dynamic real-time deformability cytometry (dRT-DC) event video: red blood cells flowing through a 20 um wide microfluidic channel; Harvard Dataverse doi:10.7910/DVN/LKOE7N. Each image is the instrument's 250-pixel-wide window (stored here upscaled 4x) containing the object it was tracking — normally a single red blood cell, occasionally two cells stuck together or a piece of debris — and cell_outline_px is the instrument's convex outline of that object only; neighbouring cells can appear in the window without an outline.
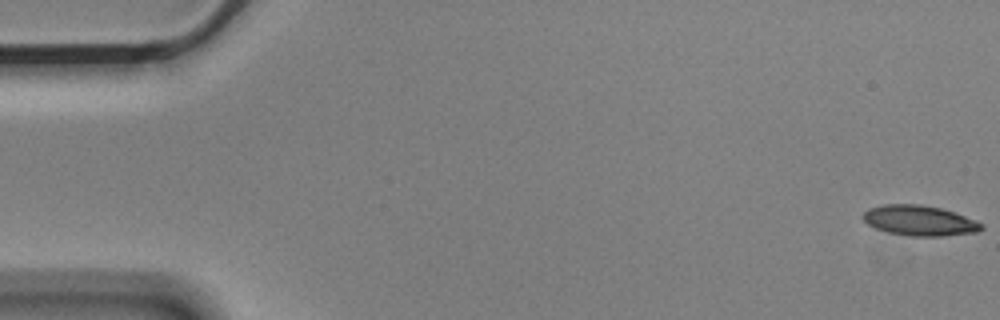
{"species": "Egyptian fruit bat (a non-hibernating species)", "species_latin": "Rousettus aegyptiacus", "temperature_condition": "cold", "stored_images_in_passage": 5, "camera_frame_rate_fps": 3000, "um_per_image_px": 0.085, "animal": {"sex": "male"}, "frame": {"image": 1, "passage_image": 1, "time_ms": 0.0, "image_size_px": [1000, 320], "cell_outline_px": [[984, 228], [976, 232], [940, 236], [908, 236], [888, 232], [876, 228], [868, 224], [860, 216], [868, 208], [884, 204], [920, 204], [940, 208], [956, 212], [976, 220], [984, 224]], "centroid_in_image_um": [78.16, 18.74], "position_along_channel_um": 6.8, "area_um2": 21.04}}
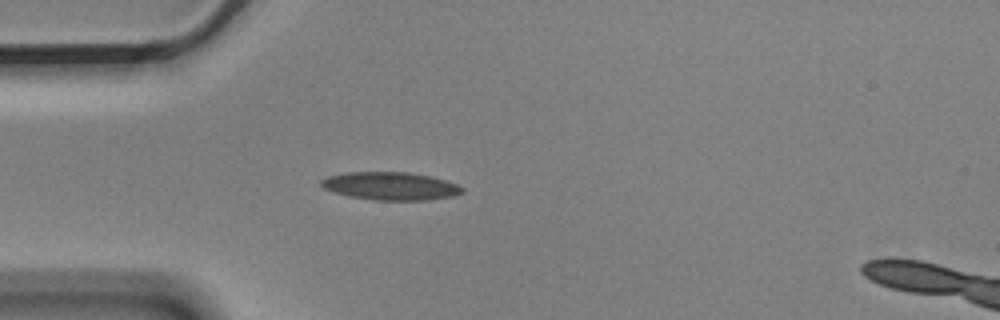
{"frame": {"image": 2, "passage_image": 5, "time_ms": 1.333, "image_size_px": [1000, 320], "cell_outline_px": [[464, 192], [452, 196], [428, 200], [376, 200], [348, 196], [324, 188], [320, 184], [320, 180], [328, 176], [344, 172], [408, 172], [432, 176], [456, 184], [464, 188]], "centroid_in_image_um": [33.19, 15.81], "position_along_channel_um": 51.8, "area_um2": 22.95}}